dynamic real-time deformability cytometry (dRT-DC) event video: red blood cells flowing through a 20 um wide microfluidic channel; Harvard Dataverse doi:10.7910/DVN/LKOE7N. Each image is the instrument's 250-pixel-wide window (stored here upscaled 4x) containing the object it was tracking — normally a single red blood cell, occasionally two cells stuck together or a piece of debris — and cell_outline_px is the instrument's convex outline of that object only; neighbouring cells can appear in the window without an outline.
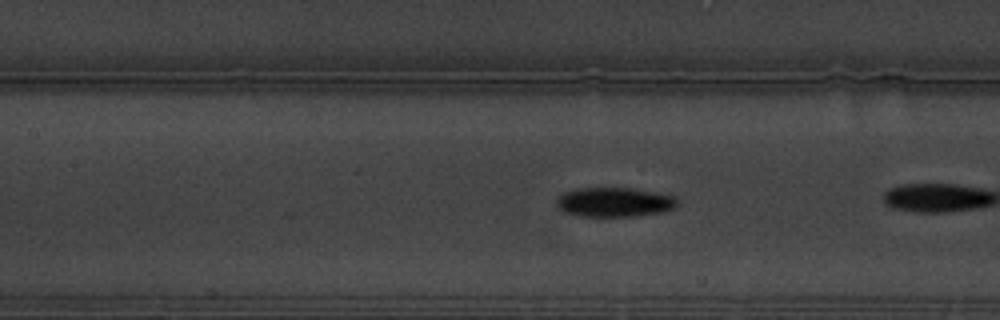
{"species": "common noctule bat (a hibernating species)", "species_latin": "Nyctalus noctula", "temperature_condition": "warm", "stored_images_in_passage": 17, "camera_frame_rate_fps": 3000, "um_per_image_px": 0.085, "animal": {"sex": "male", "body_mass_g": 19.5, "forearm_length_mm": 54.6}, "frame": {"image": 1, "passage_image": 15, "time_ms": 4.667, "image_size_px": [1000, 320], "cell_outline_px": [[680, 204], [672, 208], [660, 212], [632, 216], [580, 216], [564, 212], [556, 208], [556, 200], [564, 192], [580, 188], [632, 188], [676, 196]], "centroid_in_image_um": [52.21, 17.18], "position_along_channel_um": 155.2, "area_um2": 20.69}}